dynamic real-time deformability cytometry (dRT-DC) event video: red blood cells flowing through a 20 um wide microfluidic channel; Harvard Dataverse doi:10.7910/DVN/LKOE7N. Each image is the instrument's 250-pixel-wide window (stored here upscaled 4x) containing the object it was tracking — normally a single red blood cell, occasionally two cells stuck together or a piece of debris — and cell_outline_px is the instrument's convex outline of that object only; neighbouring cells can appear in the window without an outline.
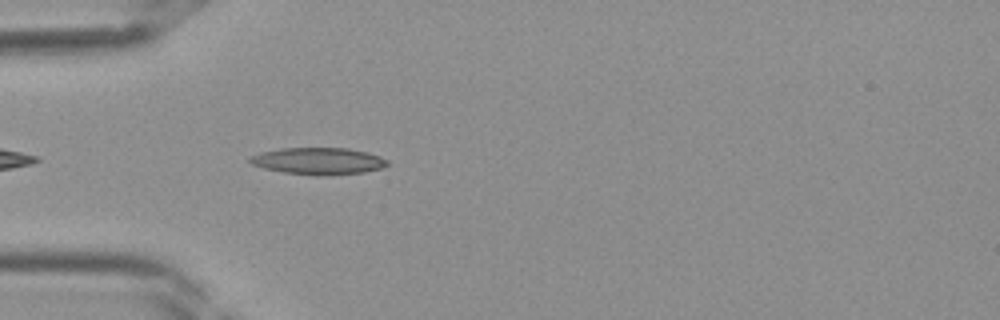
{"species": "Egyptian fruit bat (a non-hibernating species)", "species_latin": "Rousettus aegyptiacus", "temperature_condition": "room temperature", "stored_images_in_passage": 29, "camera_frame_rate_fps": 3000, "um_per_image_px": 0.085, "frame": {"image": 1, "passage_image": 2, "time_ms": 0.333, "image_size_px": [1000, 320], "cell_outline_px": [[388, 164], [380, 168], [364, 172], [316, 176], [284, 172], [264, 168], [252, 164], [248, 160], [248, 156], [260, 152], [280, 148], [348, 148], [368, 152], [380, 156], [388, 160]], "centroid_in_image_um": [27.03, 13.68], "position_along_channel_um": 58.0, "area_um2": 21.56}}
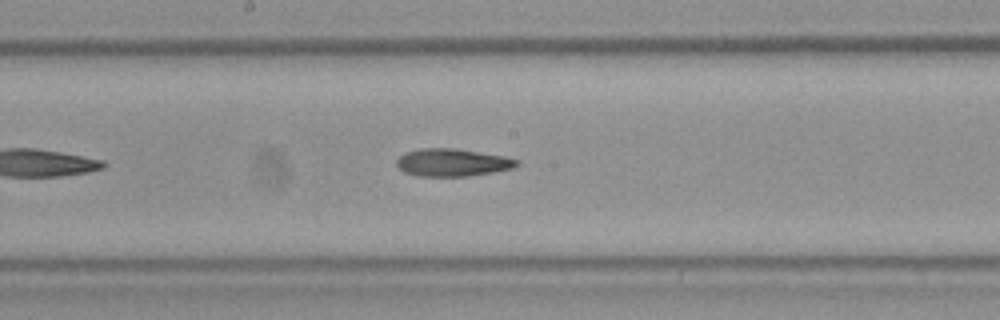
{"frame": {"image": 2, "passage_image": 11, "time_ms": 3.333, "image_size_px": [1000, 320], "cell_outline_px": [[520, 164], [516, 168], [468, 176], [420, 176], [404, 172], [396, 164], [396, 160], [404, 152], [420, 148], [456, 148], [504, 156], [520, 160]], "centroid_in_image_um": [38.48, 13.8], "position_along_channel_um": 209.7, "area_um2": 19.48}}
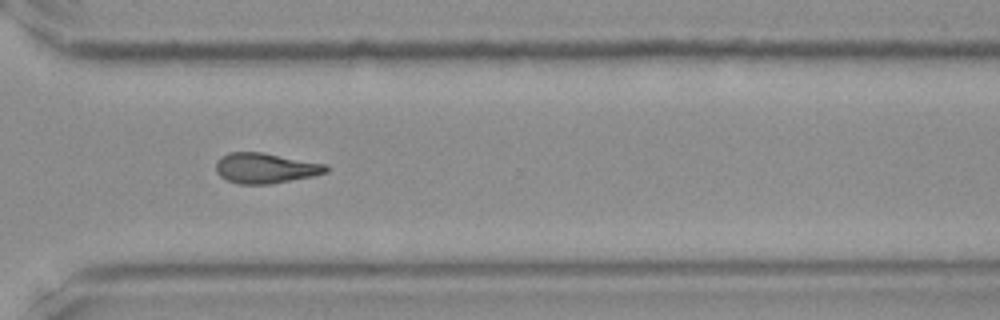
{"frame": {"image": 3, "passage_image": 19, "time_ms": 6.0, "image_size_px": [1000, 320], "cell_outline_px": [[328, 172], [312, 176], [268, 184], [240, 184], [228, 180], [220, 176], [216, 172], [216, 160], [220, 156], [228, 152], [264, 152], [328, 164]], "centroid_in_image_um": [22.56, 14.27], "position_along_channel_um": 348.0, "area_um2": 19.59}}